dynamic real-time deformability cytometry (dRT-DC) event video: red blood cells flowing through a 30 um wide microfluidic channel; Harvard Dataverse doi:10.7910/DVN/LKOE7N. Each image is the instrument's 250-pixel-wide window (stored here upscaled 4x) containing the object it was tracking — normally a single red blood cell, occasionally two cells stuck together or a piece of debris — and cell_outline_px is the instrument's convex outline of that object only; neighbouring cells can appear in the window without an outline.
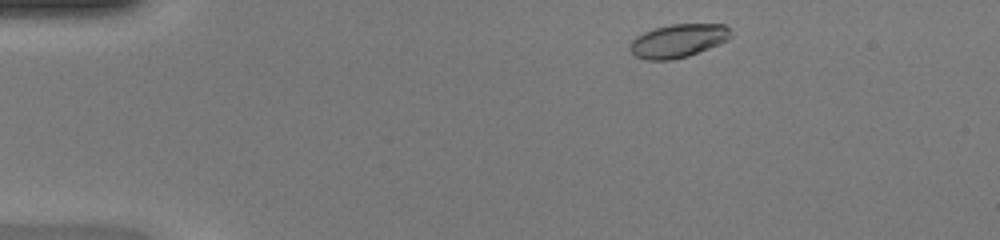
{"species": "common noctule bat (a hibernating species)", "species_latin": "Nyctalus noctula", "temperature_condition": "warm", "stored_images_in_passage": 43, "camera_frame_rate_fps": 3000, "um_per_image_px": 0.085, "animal": {"sex": "female", "body_mass_g": 20.0, "forearm_length_mm": 54.0}, "frame": {"image": 1, "passage_image": 3, "time_ms": 0.667, "image_size_px": [1000, 240], "cell_outline_px": [[732, 36], [728, 40], [688, 56], [672, 60], [648, 60], [636, 56], [628, 48], [628, 44], [636, 36], [652, 28], [672, 24], [724, 24], [732, 32]], "centroid_in_image_um": [57.62, 3.46], "position_along_channel_um": 27.4, "area_um2": 19.71}}
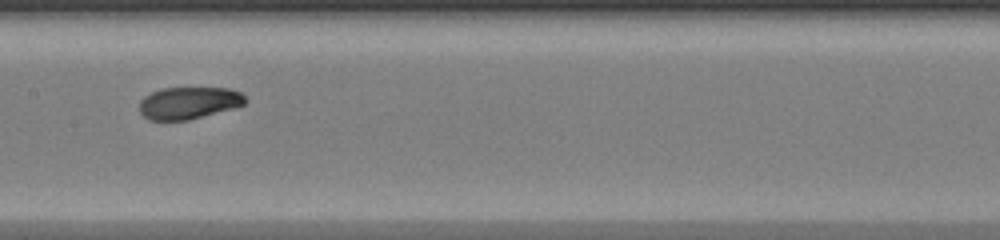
{"frame": {"image": 2, "passage_image": 20, "time_ms": 6.333, "image_size_px": [1000, 240], "cell_outline_px": [[248, 100], [244, 104], [236, 108], [188, 120], [148, 120], [140, 112], [140, 100], [144, 96], [152, 92], [164, 88], [228, 88], [240, 92]], "centroid_in_image_um": [16.06, 8.75], "position_along_channel_um": 191.3, "area_um2": 19.88}}
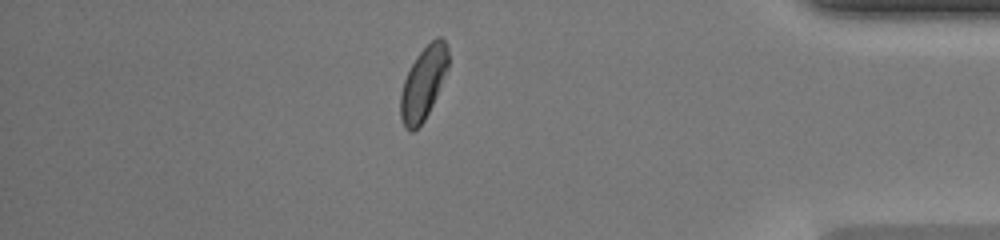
{"frame": {"image": 3, "passage_image": 37, "time_ms": 12.0, "image_size_px": [1000, 240], "cell_outline_px": [[448, 68], [436, 96], [424, 120], [412, 132], [408, 132], [404, 128], [400, 116], [400, 92], [404, 80], [416, 56], [436, 36], [440, 36], [444, 40], [448, 48]], "centroid_in_image_um": [35.97, 7.08], "position_along_channel_um": 399.2, "area_um2": 20.06}, "authors_computed_cell_mechanics": {"area_um2": 20.1722, "velocity_mm_per_s": 4.2467, "shape_relaxation_time_tau1_ms": 3.1775, "shape_relaxation_time_tau2_ms": 1.5544, "deformation_change_tau1": 0.1313, "deformation_change_tau2": 0.058}}